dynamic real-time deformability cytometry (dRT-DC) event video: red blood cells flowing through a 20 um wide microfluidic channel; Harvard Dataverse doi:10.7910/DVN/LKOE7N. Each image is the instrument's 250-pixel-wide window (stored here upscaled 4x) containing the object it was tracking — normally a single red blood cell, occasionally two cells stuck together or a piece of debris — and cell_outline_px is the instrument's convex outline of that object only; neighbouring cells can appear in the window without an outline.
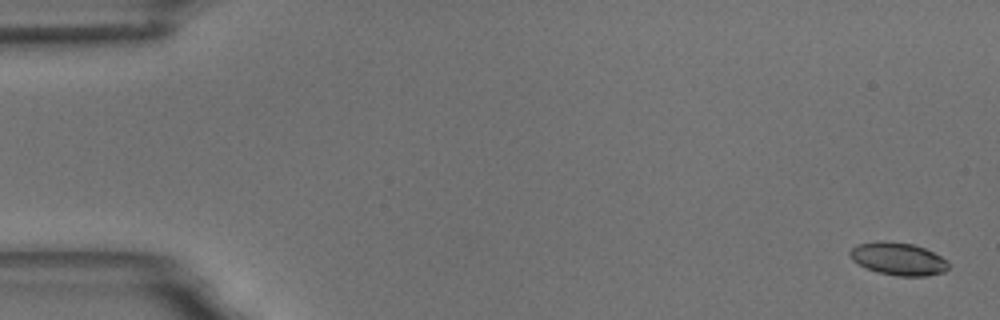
{"species": "common noctule bat (a hibernating species)", "species_latin": "Nyctalus noctula", "temperature_condition": "room temperature", "stored_images_in_passage": 5, "camera_frame_rate_fps": 3000, "um_per_image_px": 0.085, "animal": {"sex": "male", "body_mass_g": 18.8}, "frame": {"image": 1, "passage_image": 1, "time_ms": 0.0, "image_size_px": [1000, 320], "cell_outline_px": [[948, 268], [944, 272], [928, 276], [896, 276], [880, 272], [868, 268], [852, 260], [848, 252], [856, 244], [880, 240], [884, 240], [912, 244], [924, 248], [948, 260]], "centroid_in_image_um": [76.35, 21.99], "position_along_channel_um": 8.7, "area_um2": 18.73}}
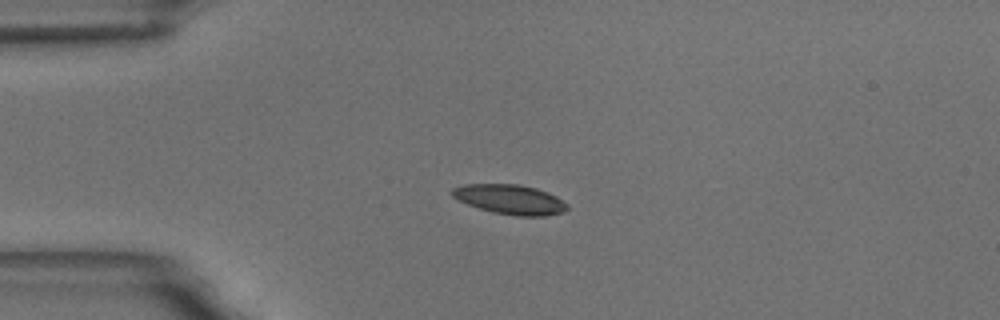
{"frame": {"image": 2, "passage_image": 4, "time_ms": 4.333, "image_size_px": [1000, 320], "cell_outline_px": [[568, 208], [564, 212], [544, 216], [516, 216], [492, 212], [468, 204], [452, 196], [448, 192], [452, 188], [464, 184], [520, 184], [536, 188], [548, 192], [556, 196], [568, 204]], "centroid_in_image_um": [43.36, 16.94], "position_along_channel_um": 41.6, "area_um2": 20.0}}